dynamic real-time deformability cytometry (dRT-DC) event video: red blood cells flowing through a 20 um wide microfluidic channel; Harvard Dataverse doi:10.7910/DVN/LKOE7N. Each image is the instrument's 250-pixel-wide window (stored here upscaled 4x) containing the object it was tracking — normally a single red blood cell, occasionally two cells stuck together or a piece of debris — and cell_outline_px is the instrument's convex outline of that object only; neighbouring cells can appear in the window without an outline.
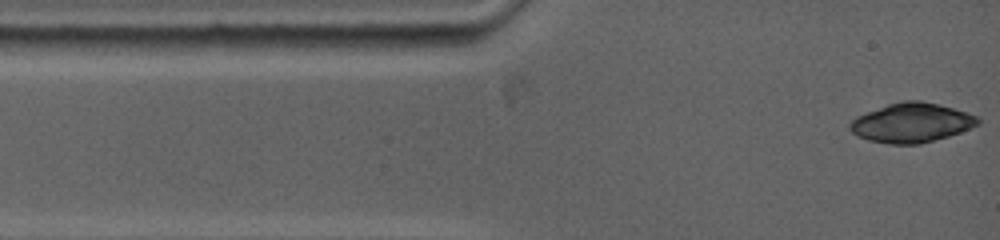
{"species": "common noctule bat (a hibernating species)", "species_latin": "Nyctalus noctula", "temperature_condition": "warm", "stored_images_in_passage": 3, "camera_frame_rate_fps": 5000, "um_per_image_px": 0.085, "animal": {"sex": "female", "body_mass_g": 19.0, "forearm_length_mm": 53.3}, "frame": {"image": 1, "passage_image": 1, "time_ms": 0.0, "image_size_px": [1000, 240], "cell_outline_px": [[980, 124], [960, 132], [948, 136], [920, 144], [888, 144], [868, 140], [856, 136], [848, 128], [848, 124], [856, 116], [888, 104], [900, 100], [920, 100], [940, 104], [968, 112], [976, 116], [980, 120]], "centroid_in_image_um": [77.46, 10.43], "position_along_channel_um": 7.5, "area_um2": 29.59}}